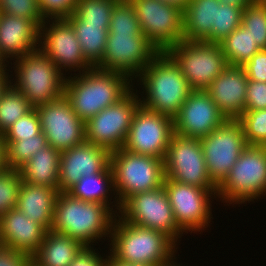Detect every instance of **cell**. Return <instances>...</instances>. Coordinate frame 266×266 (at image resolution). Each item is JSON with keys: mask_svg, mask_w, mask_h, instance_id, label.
<instances>
[{"mask_svg": "<svg viewBox=\"0 0 266 266\" xmlns=\"http://www.w3.org/2000/svg\"><path fill=\"white\" fill-rule=\"evenodd\" d=\"M118 216L127 223L163 232L176 244L185 234L175 221L163 186L131 195L120 205Z\"/></svg>", "mask_w": 266, "mask_h": 266, "instance_id": "10", "label": "cell"}, {"mask_svg": "<svg viewBox=\"0 0 266 266\" xmlns=\"http://www.w3.org/2000/svg\"><path fill=\"white\" fill-rule=\"evenodd\" d=\"M263 195L266 196V146L247 145L217 187V199L234 206L254 202Z\"/></svg>", "mask_w": 266, "mask_h": 266, "instance_id": "7", "label": "cell"}, {"mask_svg": "<svg viewBox=\"0 0 266 266\" xmlns=\"http://www.w3.org/2000/svg\"><path fill=\"white\" fill-rule=\"evenodd\" d=\"M0 12L11 16L25 17L39 28L45 22L39 0H0Z\"/></svg>", "mask_w": 266, "mask_h": 266, "instance_id": "39", "label": "cell"}, {"mask_svg": "<svg viewBox=\"0 0 266 266\" xmlns=\"http://www.w3.org/2000/svg\"><path fill=\"white\" fill-rule=\"evenodd\" d=\"M84 247L79 240L50 230L32 256V262L37 266H69Z\"/></svg>", "mask_w": 266, "mask_h": 266, "instance_id": "27", "label": "cell"}, {"mask_svg": "<svg viewBox=\"0 0 266 266\" xmlns=\"http://www.w3.org/2000/svg\"><path fill=\"white\" fill-rule=\"evenodd\" d=\"M73 74L66 76L64 95L84 123L117 103L133 88V81L118 71L92 67Z\"/></svg>", "mask_w": 266, "mask_h": 266, "instance_id": "1", "label": "cell"}, {"mask_svg": "<svg viewBox=\"0 0 266 266\" xmlns=\"http://www.w3.org/2000/svg\"><path fill=\"white\" fill-rule=\"evenodd\" d=\"M200 142L207 172L218 187L247 146L243 128L238 120H226Z\"/></svg>", "mask_w": 266, "mask_h": 266, "instance_id": "15", "label": "cell"}, {"mask_svg": "<svg viewBox=\"0 0 266 266\" xmlns=\"http://www.w3.org/2000/svg\"><path fill=\"white\" fill-rule=\"evenodd\" d=\"M115 217L107 205L59 192L51 231L79 240L84 246H94L97 240L110 239Z\"/></svg>", "mask_w": 266, "mask_h": 266, "instance_id": "3", "label": "cell"}, {"mask_svg": "<svg viewBox=\"0 0 266 266\" xmlns=\"http://www.w3.org/2000/svg\"><path fill=\"white\" fill-rule=\"evenodd\" d=\"M38 48L39 27L33 21L0 12V55L8 63Z\"/></svg>", "mask_w": 266, "mask_h": 266, "instance_id": "23", "label": "cell"}, {"mask_svg": "<svg viewBox=\"0 0 266 266\" xmlns=\"http://www.w3.org/2000/svg\"><path fill=\"white\" fill-rule=\"evenodd\" d=\"M110 19L108 33L142 32L129 0H118L111 11Z\"/></svg>", "mask_w": 266, "mask_h": 266, "instance_id": "37", "label": "cell"}, {"mask_svg": "<svg viewBox=\"0 0 266 266\" xmlns=\"http://www.w3.org/2000/svg\"><path fill=\"white\" fill-rule=\"evenodd\" d=\"M78 0H39L44 19L66 18L71 15Z\"/></svg>", "mask_w": 266, "mask_h": 266, "instance_id": "41", "label": "cell"}, {"mask_svg": "<svg viewBox=\"0 0 266 266\" xmlns=\"http://www.w3.org/2000/svg\"><path fill=\"white\" fill-rule=\"evenodd\" d=\"M266 109V82L249 80L244 110Z\"/></svg>", "mask_w": 266, "mask_h": 266, "instance_id": "42", "label": "cell"}, {"mask_svg": "<svg viewBox=\"0 0 266 266\" xmlns=\"http://www.w3.org/2000/svg\"><path fill=\"white\" fill-rule=\"evenodd\" d=\"M46 230L16 207L0 217V246L33 256L40 248Z\"/></svg>", "mask_w": 266, "mask_h": 266, "instance_id": "22", "label": "cell"}, {"mask_svg": "<svg viewBox=\"0 0 266 266\" xmlns=\"http://www.w3.org/2000/svg\"><path fill=\"white\" fill-rule=\"evenodd\" d=\"M247 82L242 66L228 65L206 90L227 120H237L244 112Z\"/></svg>", "mask_w": 266, "mask_h": 266, "instance_id": "21", "label": "cell"}, {"mask_svg": "<svg viewBox=\"0 0 266 266\" xmlns=\"http://www.w3.org/2000/svg\"><path fill=\"white\" fill-rule=\"evenodd\" d=\"M108 242V254L118 261L133 264L163 265L176 256L179 248L165 233L127 223L118 215L113 221Z\"/></svg>", "mask_w": 266, "mask_h": 266, "instance_id": "4", "label": "cell"}, {"mask_svg": "<svg viewBox=\"0 0 266 266\" xmlns=\"http://www.w3.org/2000/svg\"><path fill=\"white\" fill-rule=\"evenodd\" d=\"M159 53L142 32L108 33L105 53L95 66L133 79Z\"/></svg>", "mask_w": 266, "mask_h": 266, "instance_id": "16", "label": "cell"}, {"mask_svg": "<svg viewBox=\"0 0 266 266\" xmlns=\"http://www.w3.org/2000/svg\"><path fill=\"white\" fill-rule=\"evenodd\" d=\"M21 181L18 169L7 168L0 172V217L16 207Z\"/></svg>", "mask_w": 266, "mask_h": 266, "instance_id": "38", "label": "cell"}, {"mask_svg": "<svg viewBox=\"0 0 266 266\" xmlns=\"http://www.w3.org/2000/svg\"><path fill=\"white\" fill-rule=\"evenodd\" d=\"M237 120L247 145L266 146V109L244 110Z\"/></svg>", "mask_w": 266, "mask_h": 266, "instance_id": "36", "label": "cell"}, {"mask_svg": "<svg viewBox=\"0 0 266 266\" xmlns=\"http://www.w3.org/2000/svg\"><path fill=\"white\" fill-rule=\"evenodd\" d=\"M166 53L179 66L191 90H207L228 66L220 44L183 39Z\"/></svg>", "mask_w": 266, "mask_h": 266, "instance_id": "8", "label": "cell"}, {"mask_svg": "<svg viewBox=\"0 0 266 266\" xmlns=\"http://www.w3.org/2000/svg\"><path fill=\"white\" fill-rule=\"evenodd\" d=\"M7 169L6 164V145L3 135L0 134V172Z\"/></svg>", "mask_w": 266, "mask_h": 266, "instance_id": "48", "label": "cell"}, {"mask_svg": "<svg viewBox=\"0 0 266 266\" xmlns=\"http://www.w3.org/2000/svg\"><path fill=\"white\" fill-rule=\"evenodd\" d=\"M67 192L73 197L84 201H94L107 205L116 215L119 213V202L116 197H113L115 195V191L111 168L99 174L83 176ZM111 196L114 198L112 202Z\"/></svg>", "mask_w": 266, "mask_h": 266, "instance_id": "28", "label": "cell"}, {"mask_svg": "<svg viewBox=\"0 0 266 266\" xmlns=\"http://www.w3.org/2000/svg\"><path fill=\"white\" fill-rule=\"evenodd\" d=\"M59 190L21 181L16 208L29 219L50 231Z\"/></svg>", "mask_w": 266, "mask_h": 266, "instance_id": "24", "label": "cell"}, {"mask_svg": "<svg viewBox=\"0 0 266 266\" xmlns=\"http://www.w3.org/2000/svg\"><path fill=\"white\" fill-rule=\"evenodd\" d=\"M160 1H163L164 3H168V4H171V5H174L178 8H180L181 10H184L187 5H188V2L190 0H160Z\"/></svg>", "mask_w": 266, "mask_h": 266, "instance_id": "50", "label": "cell"}, {"mask_svg": "<svg viewBox=\"0 0 266 266\" xmlns=\"http://www.w3.org/2000/svg\"><path fill=\"white\" fill-rule=\"evenodd\" d=\"M29 266H37L36 264H34L33 262H31V264Z\"/></svg>", "mask_w": 266, "mask_h": 266, "instance_id": "54", "label": "cell"}, {"mask_svg": "<svg viewBox=\"0 0 266 266\" xmlns=\"http://www.w3.org/2000/svg\"><path fill=\"white\" fill-rule=\"evenodd\" d=\"M227 64L243 66L251 57L261 50L249 34L248 29L240 25L219 43Z\"/></svg>", "mask_w": 266, "mask_h": 266, "instance_id": "30", "label": "cell"}, {"mask_svg": "<svg viewBox=\"0 0 266 266\" xmlns=\"http://www.w3.org/2000/svg\"><path fill=\"white\" fill-rule=\"evenodd\" d=\"M263 4L266 5V0H260Z\"/></svg>", "mask_w": 266, "mask_h": 266, "instance_id": "53", "label": "cell"}, {"mask_svg": "<svg viewBox=\"0 0 266 266\" xmlns=\"http://www.w3.org/2000/svg\"><path fill=\"white\" fill-rule=\"evenodd\" d=\"M38 49L50 58L65 76L70 71L83 73L93 67L83 55L75 31L65 18L45 19L39 28Z\"/></svg>", "mask_w": 266, "mask_h": 266, "instance_id": "14", "label": "cell"}, {"mask_svg": "<svg viewBox=\"0 0 266 266\" xmlns=\"http://www.w3.org/2000/svg\"><path fill=\"white\" fill-rule=\"evenodd\" d=\"M173 133L172 118L140 104L133 115L124 148L164 159Z\"/></svg>", "mask_w": 266, "mask_h": 266, "instance_id": "17", "label": "cell"}, {"mask_svg": "<svg viewBox=\"0 0 266 266\" xmlns=\"http://www.w3.org/2000/svg\"><path fill=\"white\" fill-rule=\"evenodd\" d=\"M219 0H190L183 10V37L191 42L211 43Z\"/></svg>", "mask_w": 266, "mask_h": 266, "instance_id": "26", "label": "cell"}, {"mask_svg": "<svg viewBox=\"0 0 266 266\" xmlns=\"http://www.w3.org/2000/svg\"><path fill=\"white\" fill-rule=\"evenodd\" d=\"M65 19L74 29L86 60L95 67L105 53L108 28L104 24L81 22L73 13Z\"/></svg>", "mask_w": 266, "mask_h": 266, "instance_id": "29", "label": "cell"}, {"mask_svg": "<svg viewBox=\"0 0 266 266\" xmlns=\"http://www.w3.org/2000/svg\"><path fill=\"white\" fill-rule=\"evenodd\" d=\"M133 80V85L135 80L140 81L138 86L143 90L140 104L172 119L192 91L179 66L166 52H159Z\"/></svg>", "mask_w": 266, "mask_h": 266, "instance_id": "2", "label": "cell"}, {"mask_svg": "<svg viewBox=\"0 0 266 266\" xmlns=\"http://www.w3.org/2000/svg\"><path fill=\"white\" fill-rule=\"evenodd\" d=\"M254 1L255 0H219V2L222 4L234 5L236 7L242 8L243 10Z\"/></svg>", "mask_w": 266, "mask_h": 266, "instance_id": "49", "label": "cell"}, {"mask_svg": "<svg viewBox=\"0 0 266 266\" xmlns=\"http://www.w3.org/2000/svg\"><path fill=\"white\" fill-rule=\"evenodd\" d=\"M146 39L166 52L183 37V10L160 0H129Z\"/></svg>", "mask_w": 266, "mask_h": 266, "instance_id": "11", "label": "cell"}, {"mask_svg": "<svg viewBox=\"0 0 266 266\" xmlns=\"http://www.w3.org/2000/svg\"><path fill=\"white\" fill-rule=\"evenodd\" d=\"M243 9L219 3L216 6L215 24L211 26V43L219 44L241 25Z\"/></svg>", "mask_w": 266, "mask_h": 266, "instance_id": "33", "label": "cell"}, {"mask_svg": "<svg viewBox=\"0 0 266 266\" xmlns=\"http://www.w3.org/2000/svg\"><path fill=\"white\" fill-rule=\"evenodd\" d=\"M6 145L7 168L19 169L32 155L46 147L47 140L43 132L33 138L21 140H4Z\"/></svg>", "mask_w": 266, "mask_h": 266, "instance_id": "32", "label": "cell"}, {"mask_svg": "<svg viewBox=\"0 0 266 266\" xmlns=\"http://www.w3.org/2000/svg\"><path fill=\"white\" fill-rule=\"evenodd\" d=\"M40 118L33 108L29 113L19 118L2 135L4 140H21V138H33L40 134Z\"/></svg>", "mask_w": 266, "mask_h": 266, "instance_id": "40", "label": "cell"}, {"mask_svg": "<svg viewBox=\"0 0 266 266\" xmlns=\"http://www.w3.org/2000/svg\"><path fill=\"white\" fill-rule=\"evenodd\" d=\"M9 63L0 55V68H7Z\"/></svg>", "mask_w": 266, "mask_h": 266, "instance_id": "52", "label": "cell"}, {"mask_svg": "<svg viewBox=\"0 0 266 266\" xmlns=\"http://www.w3.org/2000/svg\"><path fill=\"white\" fill-rule=\"evenodd\" d=\"M177 257L175 256L170 262L163 264L162 266H182L176 262ZM185 266V264H184Z\"/></svg>", "mask_w": 266, "mask_h": 266, "instance_id": "51", "label": "cell"}, {"mask_svg": "<svg viewBox=\"0 0 266 266\" xmlns=\"http://www.w3.org/2000/svg\"><path fill=\"white\" fill-rule=\"evenodd\" d=\"M111 152L84 141L62 151L59 167V192H67L83 176L95 175L110 168Z\"/></svg>", "mask_w": 266, "mask_h": 266, "instance_id": "20", "label": "cell"}, {"mask_svg": "<svg viewBox=\"0 0 266 266\" xmlns=\"http://www.w3.org/2000/svg\"><path fill=\"white\" fill-rule=\"evenodd\" d=\"M13 73V70L7 68H0V95L2 94L3 90L7 87L10 83V75L9 72Z\"/></svg>", "mask_w": 266, "mask_h": 266, "instance_id": "47", "label": "cell"}, {"mask_svg": "<svg viewBox=\"0 0 266 266\" xmlns=\"http://www.w3.org/2000/svg\"><path fill=\"white\" fill-rule=\"evenodd\" d=\"M118 0H78L73 14L88 24H104L109 29L111 11Z\"/></svg>", "mask_w": 266, "mask_h": 266, "instance_id": "34", "label": "cell"}, {"mask_svg": "<svg viewBox=\"0 0 266 266\" xmlns=\"http://www.w3.org/2000/svg\"><path fill=\"white\" fill-rule=\"evenodd\" d=\"M33 108L25 96L9 83L0 95V134Z\"/></svg>", "mask_w": 266, "mask_h": 266, "instance_id": "31", "label": "cell"}, {"mask_svg": "<svg viewBox=\"0 0 266 266\" xmlns=\"http://www.w3.org/2000/svg\"><path fill=\"white\" fill-rule=\"evenodd\" d=\"M47 144L62 152L85 141V123L64 96L35 107Z\"/></svg>", "mask_w": 266, "mask_h": 266, "instance_id": "18", "label": "cell"}, {"mask_svg": "<svg viewBox=\"0 0 266 266\" xmlns=\"http://www.w3.org/2000/svg\"><path fill=\"white\" fill-rule=\"evenodd\" d=\"M226 120L206 90H192L173 118V130L174 133L200 139Z\"/></svg>", "mask_w": 266, "mask_h": 266, "instance_id": "19", "label": "cell"}, {"mask_svg": "<svg viewBox=\"0 0 266 266\" xmlns=\"http://www.w3.org/2000/svg\"><path fill=\"white\" fill-rule=\"evenodd\" d=\"M110 168L119 205L135 193L154 190L164 184V159L141 155L124 147L111 152Z\"/></svg>", "mask_w": 266, "mask_h": 266, "instance_id": "6", "label": "cell"}, {"mask_svg": "<svg viewBox=\"0 0 266 266\" xmlns=\"http://www.w3.org/2000/svg\"><path fill=\"white\" fill-rule=\"evenodd\" d=\"M241 25L260 49H266V5L260 0L249 4L242 12Z\"/></svg>", "mask_w": 266, "mask_h": 266, "instance_id": "35", "label": "cell"}, {"mask_svg": "<svg viewBox=\"0 0 266 266\" xmlns=\"http://www.w3.org/2000/svg\"><path fill=\"white\" fill-rule=\"evenodd\" d=\"M165 178L201 189L217 190L206 168L200 139L173 133L164 158Z\"/></svg>", "mask_w": 266, "mask_h": 266, "instance_id": "12", "label": "cell"}, {"mask_svg": "<svg viewBox=\"0 0 266 266\" xmlns=\"http://www.w3.org/2000/svg\"><path fill=\"white\" fill-rule=\"evenodd\" d=\"M32 256L0 246V266H29Z\"/></svg>", "mask_w": 266, "mask_h": 266, "instance_id": "45", "label": "cell"}, {"mask_svg": "<svg viewBox=\"0 0 266 266\" xmlns=\"http://www.w3.org/2000/svg\"><path fill=\"white\" fill-rule=\"evenodd\" d=\"M95 250L98 251L93 246H85L69 266H105L106 258Z\"/></svg>", "mask_w": 266, "mask_h": 266, "instance_id": "44", "label": "cell"}, {"mask_svg": "<svg viewBox=\"0 0 266 266\" xmlns=\"http://www.w3.org/2000/svg\"><path fill=\"white\" fill-rule=\"evenodd\" d=\"M134 87L117 103L85 122V141L110 152L124 147L133 115L140 105V91Z\"/></svg>", "mask_w": 266, "mask_h": 266, "instance_id": "9", "label": "cell"}, {"mask_svg": "<svg viewBox=\"0 0 266 266\" xmlns=\"http://www.w3.org/2000/svg\"><path fill=\"white\" fill-rule=\"evenodd\" d=\"M10 65L15 75L10 74V83L34 108L64 96L65 74L39 49L16 58Z\"/></svg>", "mask_w": 266, "mask_h": 266, "instance_id": "5", "label": "cell"}, {"mask_svg": "<svg viewBox=\"0 0 266 266\" xmlns=\"http://www.w3.org/2000/svg\"><path fill=\"white\" fill-rule=\"evenodd\" d=\"M242 68L249 80L266 82V49L255 53Z\"/></svg>", "mask_w": 266, "mask_h": 266, "instance_id": "43", "label": "cell"}, {"mask_svg": "<svg viewBox=\"0 0 266 266\" xmlns=\"http://www.w3.org/2000/svg\"><path fill=\"white\" fill-rule=\"evenodd\" d=\"M163 188L169 198L175 221L183 232L201 234L211 225V200L216 199L217 190L201 189L169 178L164 179Z\"/></svg>", "mask_w": 266, "mask_h": 266, "instance_id": "13", "label": "cell"}, {"mask_svg": "<svg viewBox=\"0 0 266 266\" xmlns=\"http://www.w3.org/2000/svg\"><path fill=\"white\" fill-rule=\"evenodd\" d=\"M105 257H106L105 266H162V265H151L145 263L133 264V263L121 262L113 258L110 254L108 256L106 255Z\"/></svg>", "mask_w": 266, "mask_h": 266, "instance_id": "46", "label": "cell"}, {"mask_svg": "<svg viewBox=\"0 0 266 266\" xmlns=\"http://www.w3.org/2000/svg\"><path fill=\"white\" fill-rule=\"evenodd\" d=\"M60 154V151L49 145L40 149L18 169L21 180L59 190Z\"/></svg>", "mask_w": 266, "mask_h": 266, "instance_id": "25", "label": "cell"}]
</instances>
